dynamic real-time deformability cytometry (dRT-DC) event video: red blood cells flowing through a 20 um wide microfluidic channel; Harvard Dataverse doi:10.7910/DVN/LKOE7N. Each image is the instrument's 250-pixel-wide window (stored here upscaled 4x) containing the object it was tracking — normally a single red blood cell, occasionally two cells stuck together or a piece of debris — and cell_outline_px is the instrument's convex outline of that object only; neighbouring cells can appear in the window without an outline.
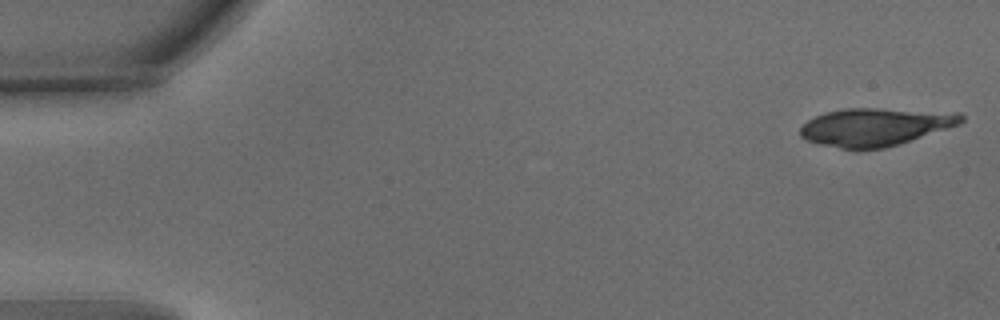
{"species": "common noctule bat (a hibernating species)", "species_latin": "Nyctalus noctula", "temperature_condition": "warm", "stored_images_in_passage": 10, "camera_frame_rate_fps": 3000, "um_per_image_px": 0.085, "animal": {"sex": "male", "body_mass_g": 15.6}, "frame": {"image": 1, "passage_image": 1, "time_ms": 0.0, "image_size_px": [1000, 320], "cell_outline_px": [[964, 120], [960, 124], [900, 144], [884, 148], [840, 148], [820, 144], [804, 140], [800, 136], [800, 128], [808, 120], [824, 112], [844, 108], [876, 108], [960, 112], [964, 116]], "centroid_in_image_um": [74.41, 10.77], "position_along_channel_um": 10.6, "area_um2": 35.55}}